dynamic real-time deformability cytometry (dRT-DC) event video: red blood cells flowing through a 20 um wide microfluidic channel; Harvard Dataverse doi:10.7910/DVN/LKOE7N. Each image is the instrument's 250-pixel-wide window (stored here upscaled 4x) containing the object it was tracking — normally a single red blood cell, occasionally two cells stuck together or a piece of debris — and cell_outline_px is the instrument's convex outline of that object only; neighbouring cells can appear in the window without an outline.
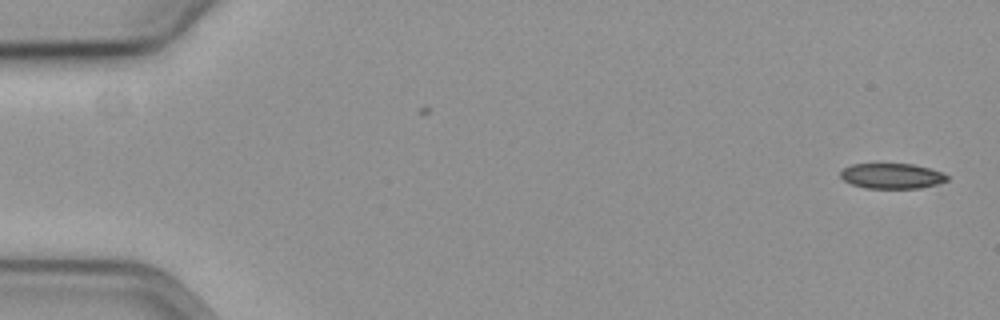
{"species": "common noctule bat (a hibernating species)", "species_latin": "Nyctalus noctula", "temperature_condition": "cold", "stored_images_in_passage": 9, "camera_frame_rate_fps": 3000, "um_per_image_px": 0.085, "animal": {"sex": "female", "body_mass_g": 19.3, "forearm_length_mm": 54.1}, "frame": {"image": 1, "passage_image": 1, "time_ms": 0.0, "image_size_px": [1000, 320], "cell_outline_px": [[948, 180], [936, 184], [920, 188], [864, 188], [852, 184], [844, 180], [840, 176], [840, 172], [844, 168], [852, 164], [912, 164], [944, 172], [948, 176]], "centroid_in_image_um": [75.81, 14.96], "position_along_channel_um": 9.2, "area_um2": 15.66}}